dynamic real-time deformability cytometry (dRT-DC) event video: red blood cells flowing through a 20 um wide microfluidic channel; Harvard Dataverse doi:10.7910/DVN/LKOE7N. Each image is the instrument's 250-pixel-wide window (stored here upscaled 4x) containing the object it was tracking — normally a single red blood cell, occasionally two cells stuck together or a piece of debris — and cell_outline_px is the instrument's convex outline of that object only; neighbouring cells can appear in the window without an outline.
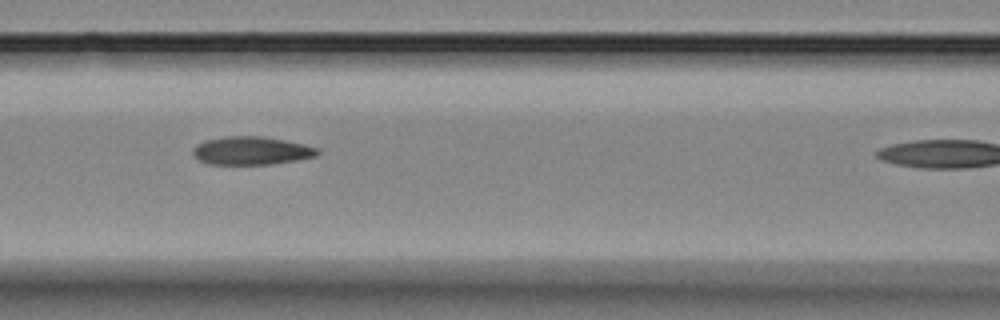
{"species": "Egyptian fruit bat (a non-hibernating species)", "species_latin": "Rousettus aegyptiacus", "temperature_condition": "room temperature", "stored_images_in_passage": 8, "camera_frame_rate_fps": 3000, "um_per_image_px": 0.085, "animal": {"sex": "female"}, "frame": {"image": 1, "passage_image": 5, "time_ms": 4.333, "image_size_px": [1000, 320], "cell_outline_px": [[320, 152], [316, 156], [296, 160], [272, 164], [208, 164], [196, 160], [192, 156], [192, 148], [196, 144], [204, 140], [228, 136], [264, 136], [304, 144], [320, 148]], "centroid_in_image_um": [21.33, 12.81], "position_along_channel_um": 145.3, "area_um2": 20.75}}
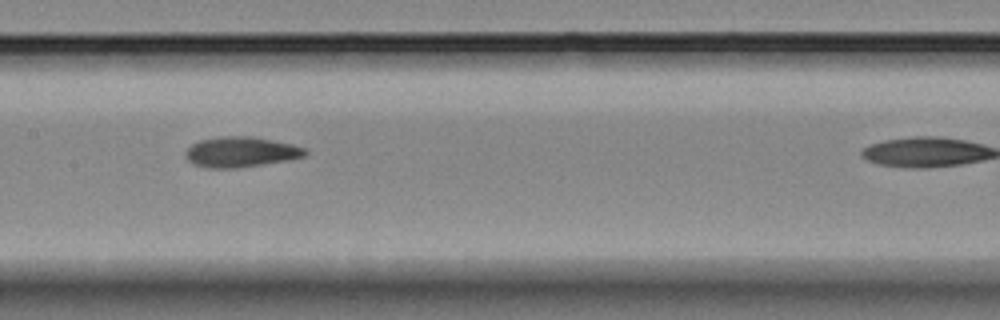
{"frame": {"image": 2, "passage_image": 6, "time_ms": 5.333, "image_size_px": [1000, 320], "cell_outline_px": [[308, 152], [304, 156], [288, 160], [264, 164], [236, 168], [212, 168], [196, 164], [188, 160], [184, 156], [184, 152], [192, 144], [200, 140], [224, 136], [252, 136], [292, 144], [304, 148]], "centroid_in_image_um": [20.47, 12.91], "position_along_channel_um": 186.9, "area_um2": 20.98}}